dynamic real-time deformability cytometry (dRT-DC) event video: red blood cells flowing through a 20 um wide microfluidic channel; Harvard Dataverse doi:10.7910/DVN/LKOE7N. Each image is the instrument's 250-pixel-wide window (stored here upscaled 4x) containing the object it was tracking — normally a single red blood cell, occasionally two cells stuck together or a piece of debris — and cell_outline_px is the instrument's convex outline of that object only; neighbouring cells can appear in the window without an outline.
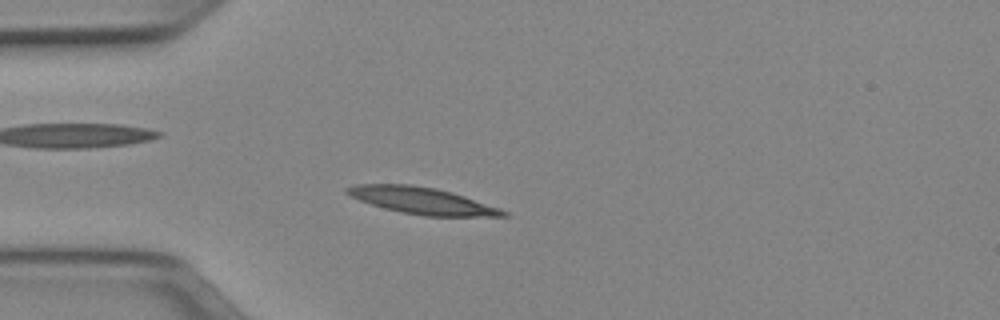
{"species": "Egyptian fruit bat (a non-hibernating species)", "species_latin": "Rousettus aegyptiacus", "temperature_condition": "cold", "stored_images_in_passage": 49, "camera_frame_rate_fps": 3000, "um_per_image_px": 0.085, "animal": {"sex": "female"}, "frame": {"image": 1, "passage_image": 12, "time_ms": 3.667, "image_size_px": [1000, 320], "cell_outline_px": [[508, 216], [424, 216], [400, 212], [384, 208], [360, 200], [344, 192], [344, 188], [356, 184], [412, 184], [436, 188], [452, 192], [500, 208], [508, 212]], "centroid_in_image_um": [35.86, 17.05], "position_along_channel_um": 49.1, "area_um2": 24.22}}
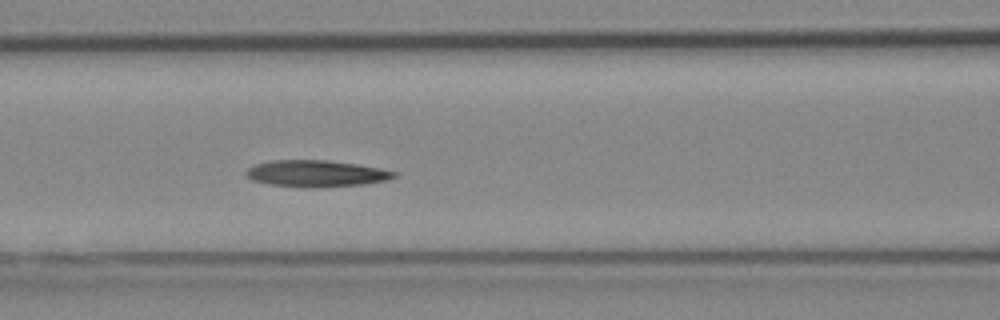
{"frame": {"image": 2, "passage_image": 20, "time_ms": 6.333, "image_size_px": [1000, 320], "cell_outline_px": [[396, 176], [384, 180], [364, 184], [268, 184], [252, 180], [244, 176], [244, 172], [248, 168], [256, 164], [272, 160], [324, 160], [356, 164], [380, 168], [396, 172]], "centroid_in_image_um": [26.81, 14.69], "position_along_channel_um": 139.8, "area_um2": 21.44}}
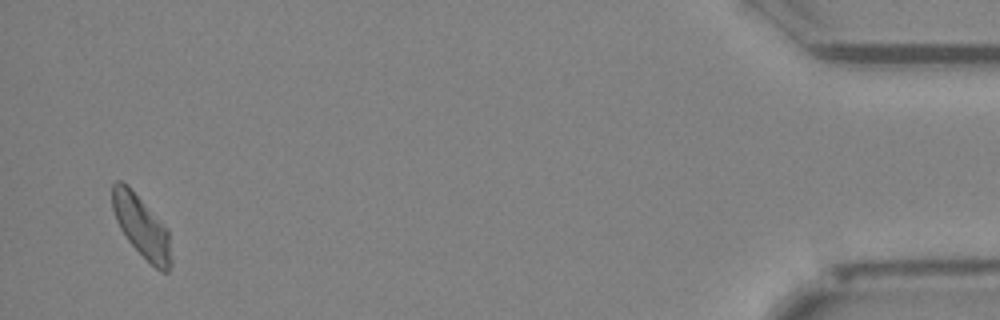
{"frame": {"image": 3, "passage_image": 48, "time_ms": 15.667, "image_size_px": [1000, 320], "cell_outline_px": [[172, 264], [168, 272], [160, 272], [128, 240], [120, 228], [116, 220], [112, 208], [112, 184], [116, 180], [120, 180], [128, 184], [168, 228], [172, 260]], "centroid_in_image_um": [12.04, 19.22], "position_along_channel_um": 423.2, "area_um2": 21.27}, "authors_computed_cell_mechanics": {"area_um2": 22.3108, "velocity_mm_per_s": 3.9133, "shape_relaxation_time_tau1_ms": null, "shape_relaxation_time_tau2_ms": 8.0392, "deformation_change_tau1": null, "deformation_change_tau2": 0.1682}}